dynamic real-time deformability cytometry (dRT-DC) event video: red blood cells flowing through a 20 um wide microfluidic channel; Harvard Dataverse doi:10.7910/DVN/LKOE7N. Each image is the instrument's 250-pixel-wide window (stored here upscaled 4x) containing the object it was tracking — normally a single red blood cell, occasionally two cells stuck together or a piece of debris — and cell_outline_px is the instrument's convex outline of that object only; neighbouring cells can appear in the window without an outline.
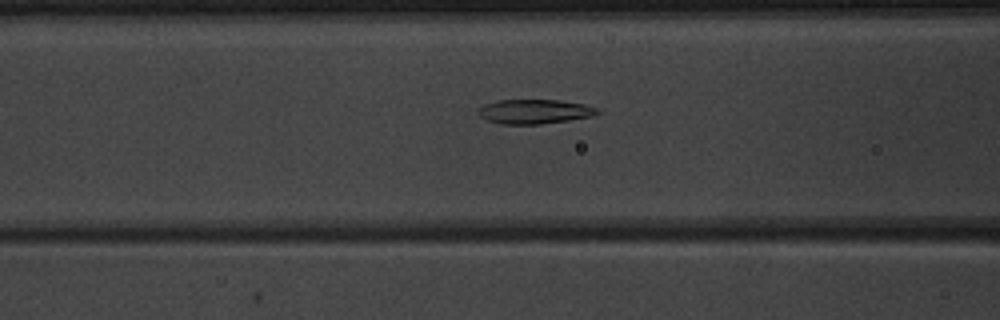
{"species": "common noctule bat (a hibernating species)", "species_latin": "Nyctalus noctula", "temperature_condition": "warm", "stored_images_in_passage": 24, "camera_frame_rate_fps": 3000, "um_per_image_px": 0.085, "animal": {"sex": "male", "body_mass_g": 20.1, "forearm_length_mm": 53.5}, "frame": {"image": 1, "passage_image": 6, "time_ms": 1.667, "image_size_px": [1000, 320], "cell_outline_px": [[604, 112], [592, 116], [568, 120], [540, 124], [500, 124], [488, 120], [480, 116], [476, 112], [484, 104], [496, 100], [560, 100], [584, 104], [600, 108]], "centroid_in_image_um": [45.48, 9.47], "position_along_channel_um": 121.1, "area_um2": 17.11}}
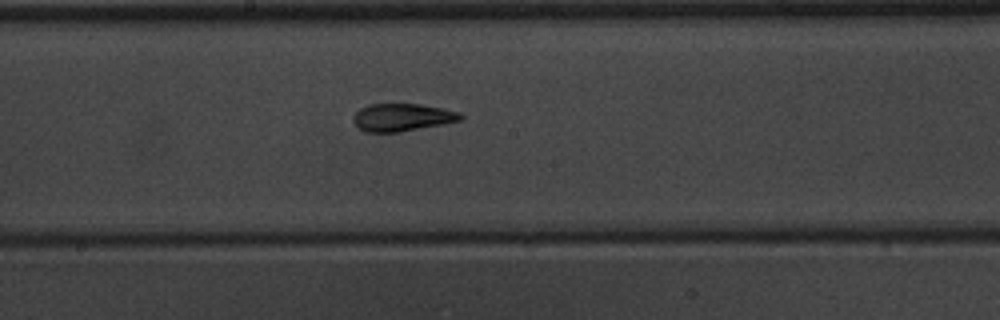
{"frame": {"image": 2, "passage_image": 13, "time_ms": 4.0, "image_size_px": [1000, 320], "cell_outline_px": [[464, 120], [444, 124], [400, 132], [364, 132], [352, 120], [352, 116], [360, 108], [368, 104], [420, 104], [444, 108], [460, 112], [464, 116]], "centroid_in_image_um": [34.22, 9.97], "position_along_channel_um": 214.0, "area_um2": 17.51}}
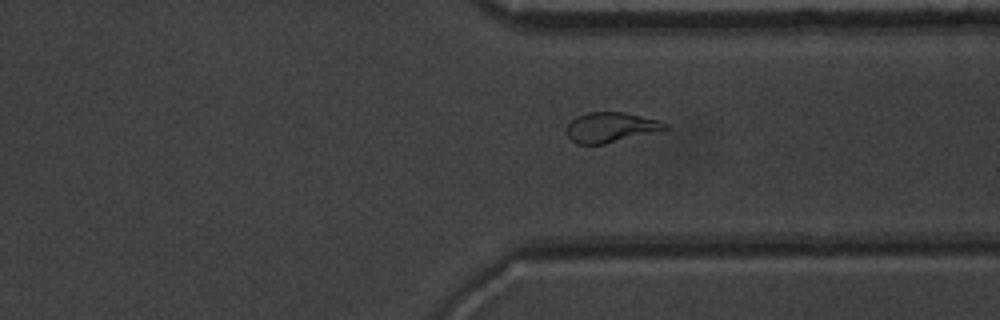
{"frame": {"image": 3, "passage_image": 24, "time_ms": 7.667, "image_size_px": [1000, 320], "cell_outline_px": [[668, 128], [604, 144], [576, 144], [568, 136], [568, 124], [576, 116], [588, 112], [624, 112], [660, 120], [668, 124]], "centroid_in_image_um": [51.9, 10.81], "position_along_channel_um": 359.5, "area_um2": 16.94}}